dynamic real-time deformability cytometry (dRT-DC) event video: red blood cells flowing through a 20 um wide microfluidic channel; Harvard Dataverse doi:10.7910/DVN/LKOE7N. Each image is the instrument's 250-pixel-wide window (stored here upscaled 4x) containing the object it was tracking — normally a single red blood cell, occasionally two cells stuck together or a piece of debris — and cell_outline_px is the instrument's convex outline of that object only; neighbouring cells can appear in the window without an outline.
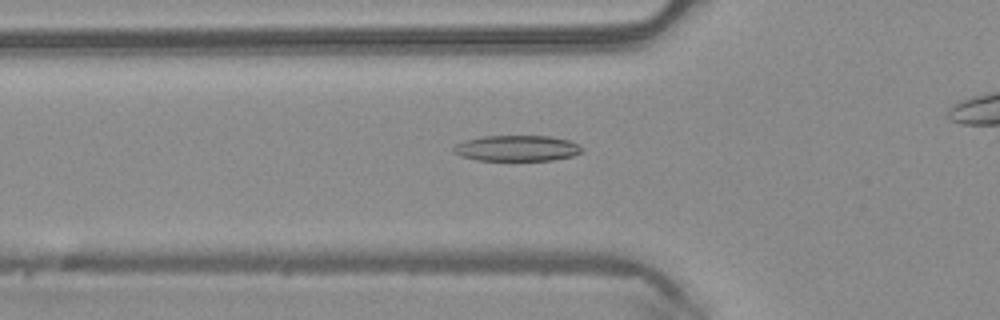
{"species": "common noctule bat (a hibernating species)", "species_latin": "Nyctalus noctula", "temperature_condition": "warm", "stored_images_in_passage": 39, "camera_frame_rate_fps": 3000, "um_per_image_px": 0.085, "animal": {"sex": "male", "body_mass_g": 20.4}, "frame": {"image": 1, "passage_image": 14, "time_ms": 4.333, "image_size_px": [1000, 320], "cell_outline_px": [[584, 148], [580, 152], [572, 156], [552, 160], [476, 160], [460, 156], [452, 152], [452, 148], [456, 144], [464, 140], [484, 136], [548, 136], [568, 140]], "centroid_in_image_um": [43.88, 12.6], "position_along_channel_um": 81.9, "area_um2": 19.25}}
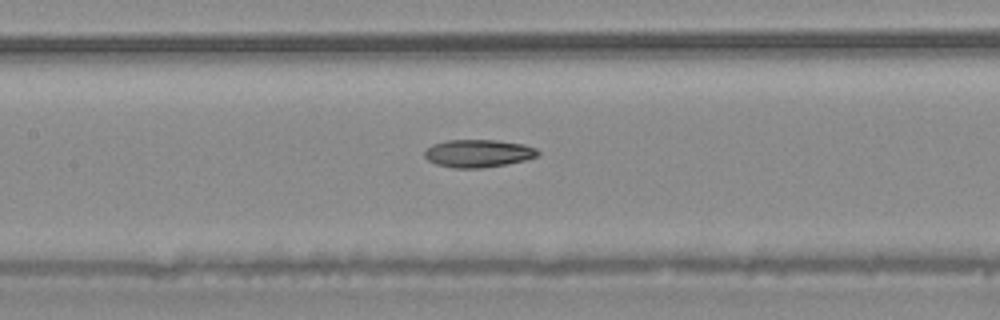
{"frame": {"image": 2, "passage_image": 20, "time_ms": 6.333, "image_size_px": [1000, 320], "cell_outline_px": [[540, 152], [536, 156], [524, 160], [508, 164], [480, 168], [456, 168], [436, 164], [428, 160], [424, 156], [424, 152], [432, 144], [448, 140], [496, 140], [524, 144], [536, 148]], "centroid_in_image_um": [40.65, 13.03], "position_along_channel_um": 166.8, "area_um2": 18.26}}
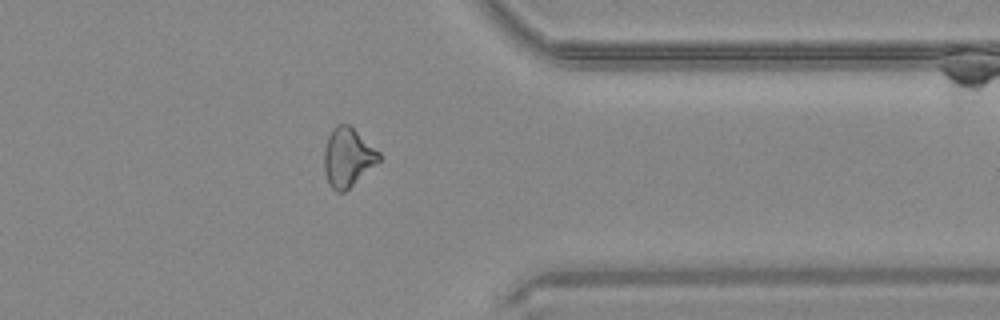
{"frame": {"image": 3, "passage_image": 36, "time_ms": 11.667, "image_size_px": [1000, 320], "cell_outline_px": [[380, 160], [344, 192], [336, 192], [328, 184], [324, 172], [324, 148], [328, 136], [332, 128], [336, 124], [348, 124], [380, 152]], "centroid_in_image_um": [29.52, 13.37], "position_along_channel_um": 381.9, "area_um2": 18.67}}